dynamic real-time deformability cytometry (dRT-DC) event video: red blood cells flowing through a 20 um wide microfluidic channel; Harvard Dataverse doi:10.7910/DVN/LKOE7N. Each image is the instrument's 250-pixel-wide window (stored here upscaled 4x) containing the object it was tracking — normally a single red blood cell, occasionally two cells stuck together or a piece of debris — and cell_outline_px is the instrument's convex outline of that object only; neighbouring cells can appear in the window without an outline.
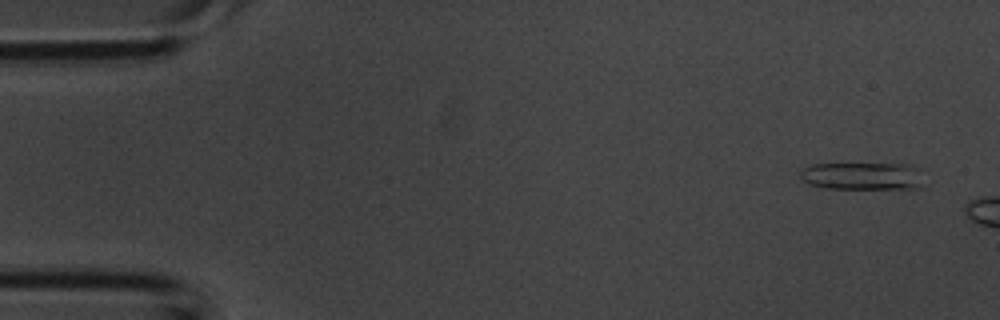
{"species": "common noctule bat (a hibernating species)", "species_latin": "Nyctalus noctula", "temperature_condition": "room temperature", "stored_images_in_passage": 6, "camera_frame_rate_fps": 3000, "um_per_image_px": 0.085, "animal": {"sex": "male", "body_mass_g": 20.1, "forearm_length_mm": 53.5}, "frame": {"image": 1, "passage_image": 3, "time_ms": 0.667, "image_size_px": [1000, 320], "cell_outline_px": [[920, 188], [824, 188], [808, 184], [800, 176], [800, 172], [804, 168], [812, 164], [908, 164], [916, 168], [920, 184]], "centroid_in_image_um": [73.22, 14.96], "position_along_channel_um": 11.8, "area_um2": 19.36}}